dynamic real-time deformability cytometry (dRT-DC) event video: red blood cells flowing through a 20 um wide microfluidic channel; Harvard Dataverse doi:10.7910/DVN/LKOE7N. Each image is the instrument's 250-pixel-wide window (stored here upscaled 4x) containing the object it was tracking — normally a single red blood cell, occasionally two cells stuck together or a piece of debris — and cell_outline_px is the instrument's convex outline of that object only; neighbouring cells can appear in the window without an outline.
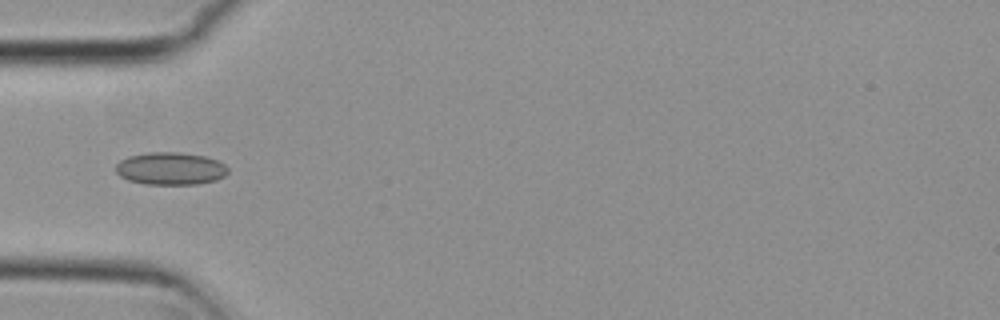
{"species": "common noctule bat (a hibernating species)", "species_latin": "Nyctalus noctula", "temperature_condition": "cold", "stored_images_in_passage": 5, "camera_frame_rate_fps": 3000, "um_per_image_px": 0.085, "animal": {"sex": "female", "body_mass_g": 29.2, "forearm_length_mm": 56.3}, "frame": {"image": 1, "passage_image": 3, "time_ms": 0.667, "image_size_px": [1000, 320], "cell_outline_px": [[228, 172], [224, 176], [216, 180], [196, 184], [144, 184], [128, 180], [120, 176], [116, 172], [116, 164], [120, 160], [128, 156], [148, 152], [180, 152], [204, 156], [216, 160], [224, 164], [228, 168]], "centroid_in_image_um": [14.47, 14.32], "position_along_channel_um": 70.5, "area_um2": 21.33}}
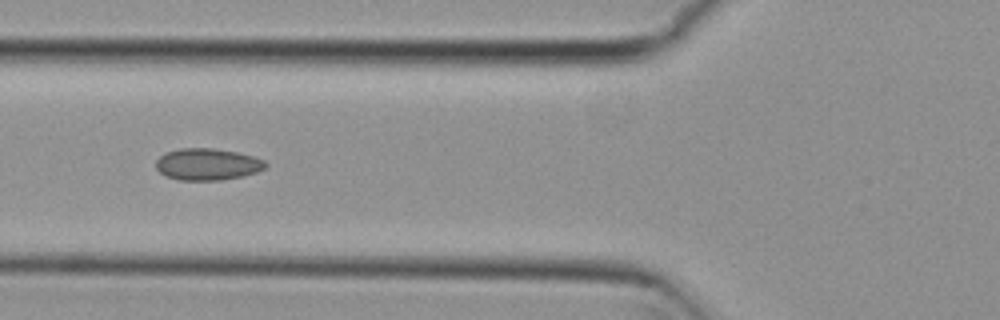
{"frame": {"image": 2, "passage_image": 4, "time_ms": 1.0, "image_size_px": [1000, 320], "cell_outline_px": [[268, 164], [264, 168], [256, 172], [244, 176], [220, 180], [180, 180], [164, 176], [156, 168], [156, 160], [160, 156], [168, 152], [180, 148], [212, 148], [236, 152], [252, 156], [264, 160]], "centroid_in_image_um": [17.62, 13.97], "position_along_channel_um": 108.2, "area_um2": 20.23}}
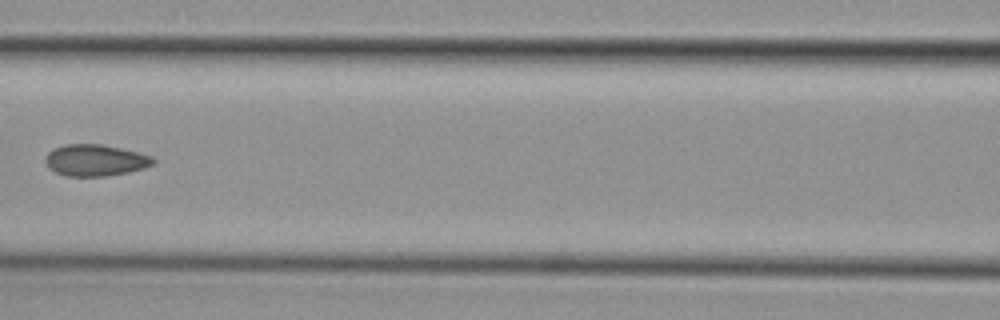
{"frame": {"image": 3, "passage_image": 5, "time_ms": 1.333, "image_size_px": [1000, 320], "cell_outline_px": [[156, 164], [144, 168], [128, 172], [104, 176], [64, 176], [48, 168], [44, 160], [48, 152], [64, 144], [100, 144], [120, 148], [152, 156], [156, 160]], "centroid_in_image_um": [8.1, 13.63], "position_along_channel_um": 158.5, "area_um2": 19.83}}